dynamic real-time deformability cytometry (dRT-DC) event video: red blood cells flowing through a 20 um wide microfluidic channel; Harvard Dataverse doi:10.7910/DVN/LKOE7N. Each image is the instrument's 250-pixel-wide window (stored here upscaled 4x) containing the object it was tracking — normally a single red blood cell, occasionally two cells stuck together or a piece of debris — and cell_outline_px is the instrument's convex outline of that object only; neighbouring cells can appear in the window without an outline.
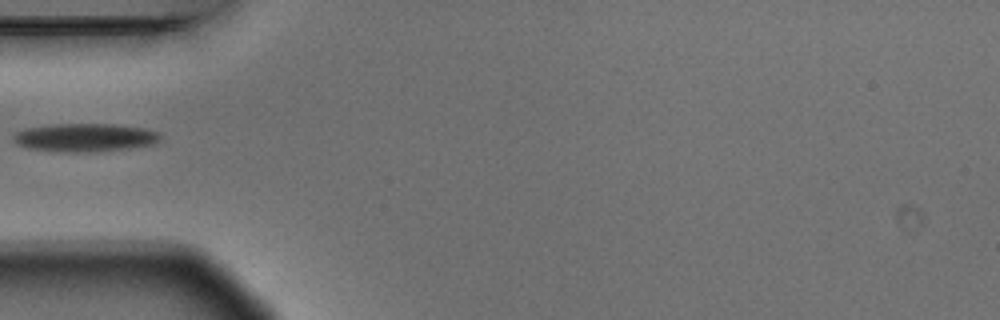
{"species": "Egyptian fruit bat (a non-hibernating species)", "species_latin": "Rousettus aegyptiacus", "temperature_condition": "warm", "stored_images_in_passage": 4, "camera_frame_rate_fps": 3000, "um_per_image_px": 0.085, "animal": {"sex": "male"}, "frame": {"image": 1, "passage_image": 4, "time_ms": 1.0, "image_size_px": [1000, 320], "cell_outline_px": [[160, 140], [152, 144], [128, 148], [92, 152], [68, 152], [28, 148], [16, 144], [12, 140], [12, 136], [16, 132], [24, 128], [56, 124], [112, 124], [140, 128], [156, 132], [160, 136]], "centroid_in_image_um": [7.14, 11.69], "position_along_channel_um": 77.9, "area_um2": 23.93}}